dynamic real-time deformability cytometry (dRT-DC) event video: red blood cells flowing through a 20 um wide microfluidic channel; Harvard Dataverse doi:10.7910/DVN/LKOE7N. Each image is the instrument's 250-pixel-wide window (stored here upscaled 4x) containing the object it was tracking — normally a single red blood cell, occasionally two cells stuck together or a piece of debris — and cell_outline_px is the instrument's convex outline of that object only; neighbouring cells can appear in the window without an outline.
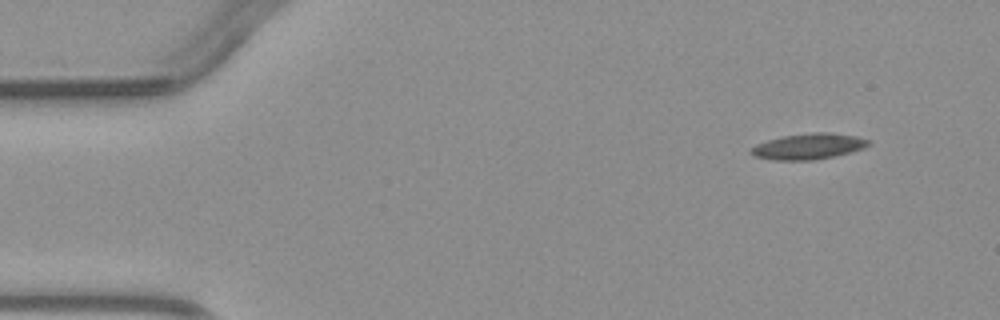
{"species": "common noctule bat (a hibernating species)", "species_latin": "Nyctalus noctula", "temperature_condition": "warm", "stored_images_in_passage": 5, "camera_frame_rate_fps": 3000, "um_per_image_px": 0.085, "animal": {"sex": "male", "body_mass_g": 23.1, "forearm_length_mm": 52.7}, "frame": {"image": 1, "passage_image": 1, "time_ms": 0.0, "image_size_px": [1000, 320], "cell_outline_px": [[872, 144], [864, 148], [852, 152], [816, 160], [772, 160], [756, 156], [748, 152], [756, 144], [768, 140], [784, 136], [812, 132], [828, 132], [856, 136], [872, 140]], "centroid_in_image_um": [68.78, 12.44], "position_along_channel_um": 16.2, "area_um2": 17.8}}
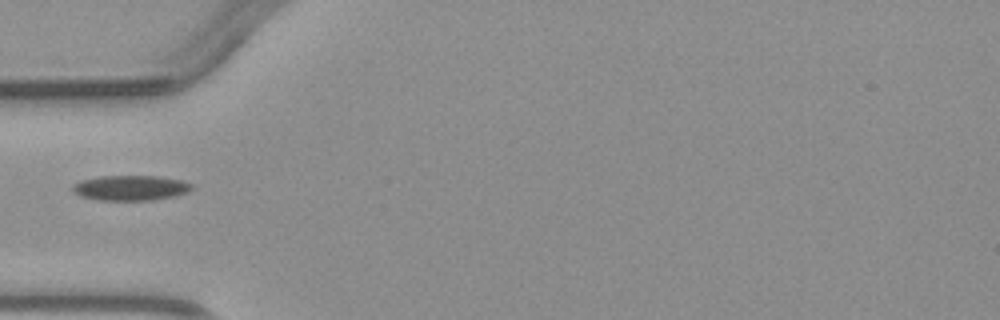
{"frame": {"image": 2, "passage_image": 4, "time_ms": 3.667, "image_size_px": [1000, 320], "cell_outline_px": [[192, 188], [188, 192], [176, 196], [152, 200], [96, 200], [80, 196], [72, 192], [72, 184], [80, 180], [100, 176], [156, 176], [180, 180], [192, 184]], "centroid_in_image_um": [11.05, 15.97], "position_along_channel_um": 73.9, "area_um2": 17.57}}
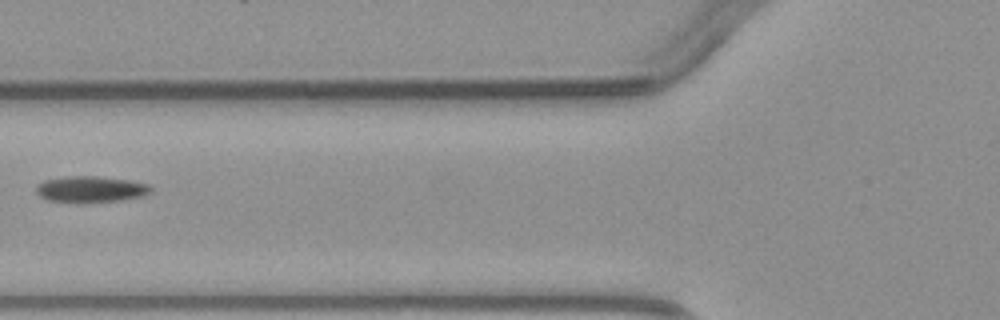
{"frame": {"image": 3, "passage_image": 5, "time_ms": 4.667, "image_size_px": [1000, 320], "cell_outline_px": [[152, 192], [144, 196], [120, 200], [88, 204], [80, 204], [48, 200], [40, 196], [36, 192], [36, 184], [44, 180], [68, 176], [100, 176], [132, 180], [148, 184], [152, 188]], "centroid_in_image_um": [7.72, 16.1], "position_along_channel_um": 118.1, "area_um2": 18.15}}